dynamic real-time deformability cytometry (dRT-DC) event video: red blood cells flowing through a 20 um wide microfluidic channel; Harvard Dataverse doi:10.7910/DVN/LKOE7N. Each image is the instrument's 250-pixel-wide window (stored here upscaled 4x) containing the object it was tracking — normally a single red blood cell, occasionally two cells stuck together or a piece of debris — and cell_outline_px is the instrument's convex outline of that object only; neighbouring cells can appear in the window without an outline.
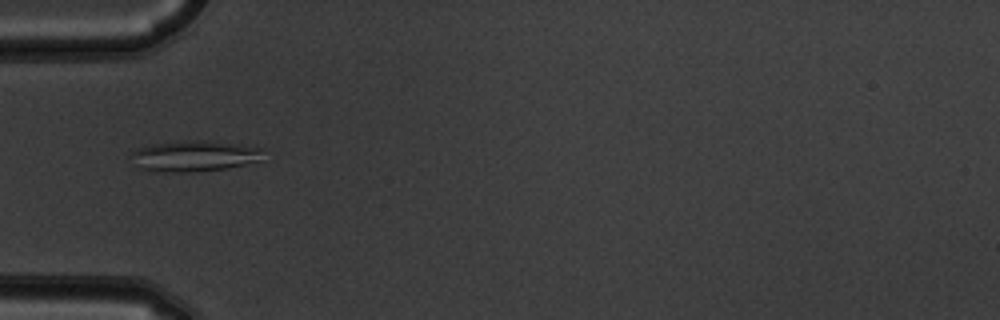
{"species": "common noctule bat (a hibernating species)", "species_latin": "Nyctalus noctula", "temperature_condition": "warm", "stored_images_in_passage": 8, "camera_frame_rate_fps": 3000, "um_per_image_px": 0.085, "animal": {"sex": "male", "body_mass_g": 19.5, "forearm_length_mm": 54.6}, "frame": {"image": 1, "passage_image": 5, "time_ms": 1.333, "image_size_px": [1000, 320], "cell_outline_px": [[264, 148], [260, 160], [228, 168], [188, 172], [156, 172], [140, 168], [132, 152], [136, 148], [152, 144], [188, 140], [204, 140], [240, 144]], "centroid_in_image_um": [16.56, 13.25], "position_along_channel_um": 68.4, "area_um2": 23.58}}
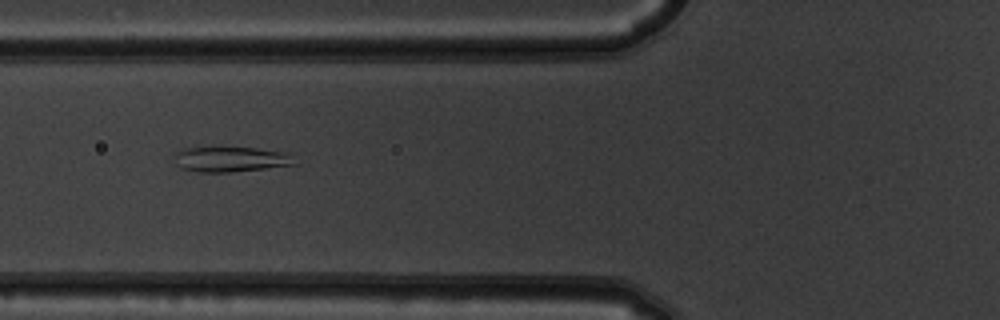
{"frame": {"image": 2, "passage_image": 6, "time_ms": 1.667, "image_size_px": [1000, 320], "cell_outline_px": [[296, 164], [232, 172], [196, 172], [180, 168], [176, 164], [172, 152], [180, 148], [256, 148], [288, 152]], "centroid_in_image_um": [19.52, 13.54], "position_along_channel_um": 106.3, "area_um2": 17.69}}